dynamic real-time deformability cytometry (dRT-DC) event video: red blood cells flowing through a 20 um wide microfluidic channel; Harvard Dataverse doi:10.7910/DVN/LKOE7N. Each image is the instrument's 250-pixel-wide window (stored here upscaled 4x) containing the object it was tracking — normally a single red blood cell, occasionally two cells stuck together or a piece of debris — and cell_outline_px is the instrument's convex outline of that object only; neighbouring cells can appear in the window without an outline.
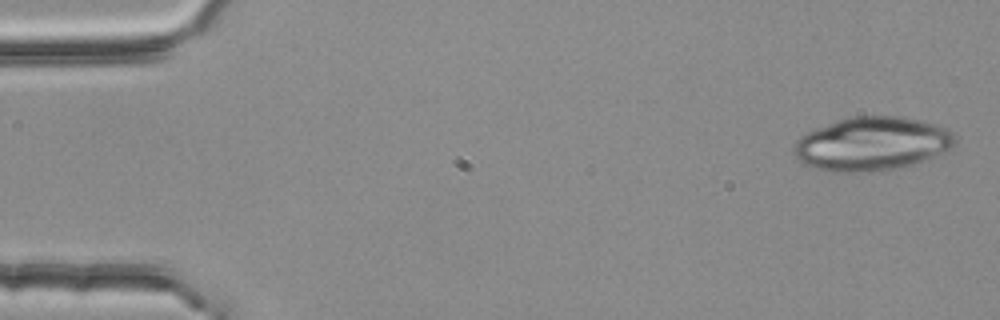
{"species": "common noctule bat (a hibernating species)", "species_latin": "Nyctalus noctula", "temperature_condition": "room temperature", "stored_images_in_passage": 4, "camera_frame_rate_fps": 3000, "um_per_image_px": 0.085, "animal": {"sex": "female", "body_mass_g": 25.1}, "frame": {"image": 1, "passage_image": 1, "time_ms": 0.0, "image_size_px": [1000, 320], "cell_outline_px": [[956, 140], [952, 148], [928, 160], [912, 164], [872, 172], [832, 172], [816, 168], [804, 164], [792, 152], [796, 140], [800, 136], [816, 128], [852, 116], [900, 116], [920, 120], [936, 124], [952, 132], [956, 136]], "centroid_in_image_um": [74.13, 12.23], "position_along_channel_um": 10.9, "area_um2": 50.34}}